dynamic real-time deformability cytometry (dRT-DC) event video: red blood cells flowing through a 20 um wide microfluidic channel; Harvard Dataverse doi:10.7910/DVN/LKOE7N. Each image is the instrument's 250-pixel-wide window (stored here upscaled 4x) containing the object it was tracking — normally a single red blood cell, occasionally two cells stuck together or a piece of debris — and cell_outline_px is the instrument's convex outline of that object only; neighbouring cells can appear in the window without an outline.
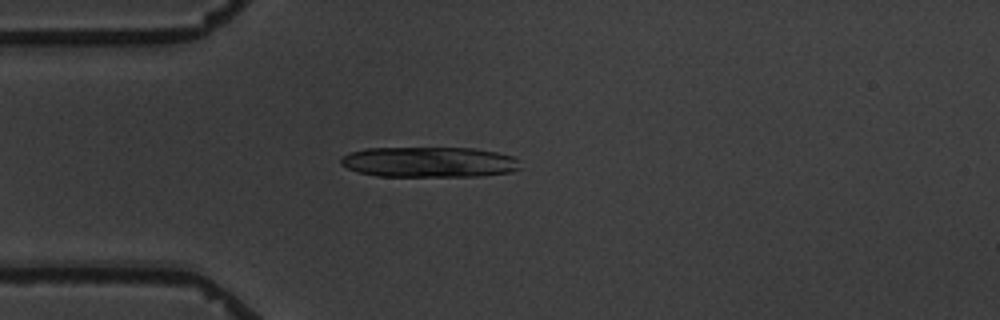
{"species": "common noctule bat (a hibernating species)", "species_latin": "Nyctalus noctula", "temperature_condition": "warm", "stored_images_in_passage": 5, "camera_frame_rate_fps": 3000, "um_per_image_px": 0.085, "animal": {"sex": "male", "body_mass_g": 19.5, "forearm_length_mm": 54.6}, "frame": {"image": 1, "passage_image": 4, "time_ms": 4.333, "image_size_px": [1000, 320], "cell_outline_px": [[520, 168], [512, 172], [480, 176], [376, 176], [356, 172], [340, 164], [340, 156], [348, 152], [364, 148], [472, 148], [496, 152], [512, 156], [516, 160]], "centroid_in_image_um": [36.4, 13.77], "position_along_channel_um": 48.6, "area_um2": 32.02}}